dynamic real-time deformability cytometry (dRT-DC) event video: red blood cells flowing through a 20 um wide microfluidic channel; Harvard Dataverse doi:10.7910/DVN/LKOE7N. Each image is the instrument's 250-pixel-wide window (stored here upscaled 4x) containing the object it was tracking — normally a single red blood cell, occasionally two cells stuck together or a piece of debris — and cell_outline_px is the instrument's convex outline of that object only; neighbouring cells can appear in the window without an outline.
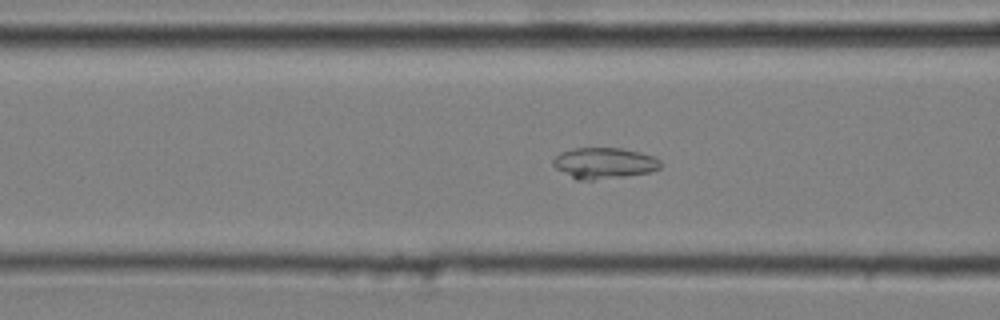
{"species": "common noctule bat (a hibernating species)", "species_latin": "Nyctalus noctula", "temperature_condition": "cold", "stored_images_in_passage": 52, "camera_frame_rate_fps": 3000, "um_per_image_px": 0.085, "animal": {"sex": "male", "body_mass_g": 20.4}, "frame": {"image": 1, "passage_image": 20, "time_ms": 6.333, "image_size_px": [1000, 320], "cell_outline_px": [[660, 168], [648, 172], [624, 176], [592, 180], [576, 180], [556, 168], [552, 164], [552, 160], [560, 152], [572, 148], [620, 148], [640, 152], [652, 156], [660, 160]], "centroid_in_image_um": [51.3, 13.86], "position_along_channel_um": 115.3, "area_um2": 19.31}}
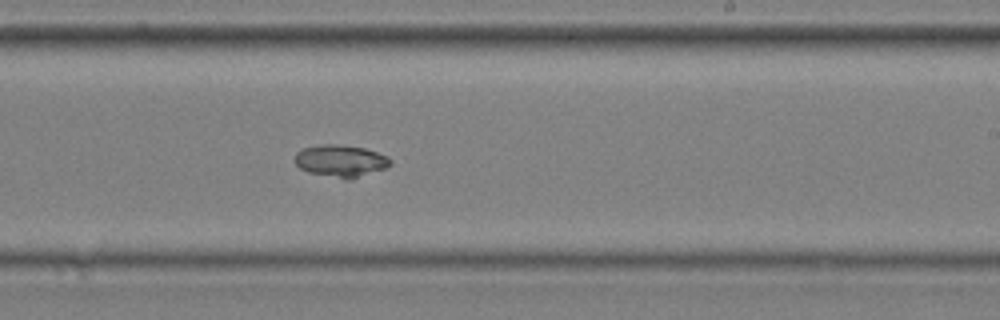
{"frame": {"image": 2, "passage_image": 32, "time_ms": 10.333, "image_size_px": [1000, 320], "cell_outline_px": [[392, 164], [384, 168], [352, 180], [348, 180], [308, 172], [300, 168], [296, 164], [296, 152], [304, 148], [320, 144], [336, 144], [364, 148], [388, 156], [392, 160]], "centroid_in_image_um": [28.98, 13.68], "position_along_channel_um": 260.0, "area_um2": 17.86}}
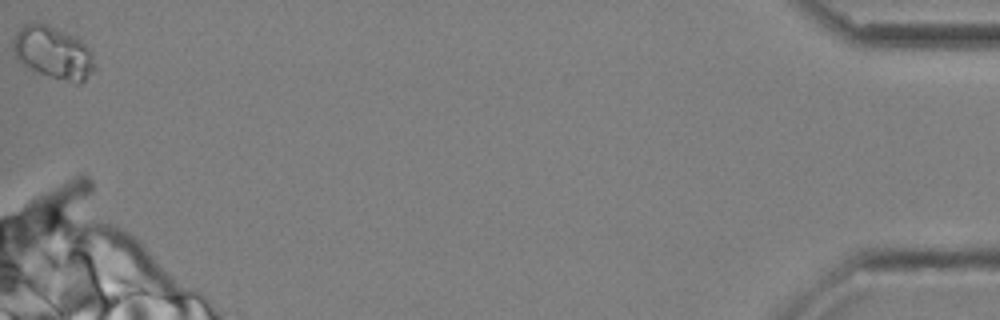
{"frame": {"image": 3, "passage_image": 52, "time_ms": 17.0, "image_size_px": [1000, 320], "cell_outline_px": [[96, 68], [80, 84], [76, 84], [28, 68], [16, 60], [12, 56], [12, 40], [16, 32], [24, 24], [36, 20], [48, 24], [76, 36], [92, 52]], "centroid_in_image_um": [4.48, 4.44], "position_along_channel_um": 430.7, "area_um2": 25.43}}